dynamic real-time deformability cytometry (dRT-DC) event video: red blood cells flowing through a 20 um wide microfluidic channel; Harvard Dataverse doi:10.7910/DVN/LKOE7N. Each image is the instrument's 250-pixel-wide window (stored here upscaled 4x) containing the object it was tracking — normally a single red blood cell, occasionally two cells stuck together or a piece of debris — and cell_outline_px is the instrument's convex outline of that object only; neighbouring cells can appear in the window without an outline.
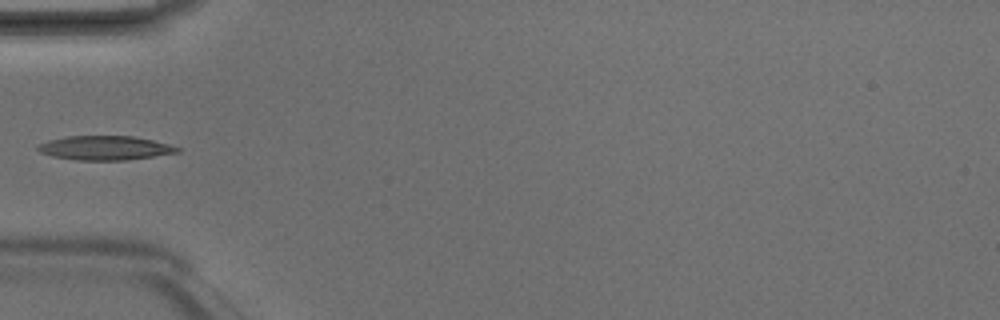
{"species": "Egyptian fruit bat (a non-hibernating species)", "species_latin": "Rousettus aegyptiacus", "temperature_condition": "room temperature", "stored_images_in_passage": 5, "camera_frame_rate_fps": 3000, "um_per_image_px": 0.085, "animal": {"sex": "male"}, "frame": {"image": 1, "passage_image": 5, "time_ms": 1.333, "image_size_px": [1000, 320], "cell_outline_px": [[180, 152], [124, 160], [76, 160], [52, 156], [40, 152], [36, 148], [36, 144], [48, 140], [68, 136], [132, 136], [152, 140], [168, 144], [180, 148]], "centroid_in_image_um": [8.87, 12.57], "position_along_channel_um": 76.1, "area_um2": 19.54}}